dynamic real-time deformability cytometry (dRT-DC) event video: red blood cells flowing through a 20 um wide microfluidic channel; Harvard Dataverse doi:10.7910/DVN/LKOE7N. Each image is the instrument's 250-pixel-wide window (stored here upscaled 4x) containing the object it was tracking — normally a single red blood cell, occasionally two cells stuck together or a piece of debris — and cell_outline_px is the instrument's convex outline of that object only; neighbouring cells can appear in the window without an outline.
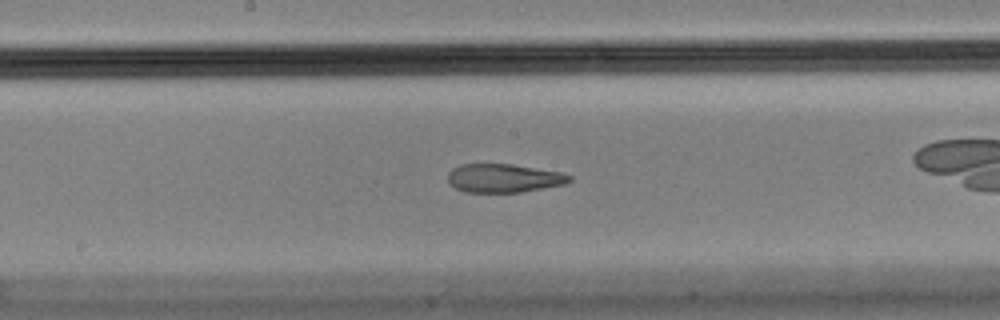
{"species": "Egyptian fruit bat (a non-hibernating species)", "species_latin": "Rousettus aegyptiacus", "temperature_condition": "cold", "stored_images_in_passage": 34, "camera_frame_rate_fps": 3000, "um_per_image_px": 0.085, "animal": {"sex": "male"}, "frame": {"image": 1, "passage_image": 15, "time_ms": 4.667, "image_size_px": [1000, 320], "cell_outline_px": [[572, 180], [564, 184], [520, 192], [464, 192], [448, 184], [448, 172], [452, 168], [460, 164], [512, 164], [560, 172], [572, 176]], "centroid_in_image_um": [42.78, 15.14], "position_along_channel_um": 205.4, "area_um2": 20.23}, "authors_computed_cell_mechanics": {"area_um2": 21.964, "velocity_mm_per_s": 3.5853, "shape_relaxation_time_tau1_ms": null, "shape_relaxation_time_tau2_ms": 0.8141, "deformation_change_tau1": null, "deformation_change_tau2": 0.0967}}